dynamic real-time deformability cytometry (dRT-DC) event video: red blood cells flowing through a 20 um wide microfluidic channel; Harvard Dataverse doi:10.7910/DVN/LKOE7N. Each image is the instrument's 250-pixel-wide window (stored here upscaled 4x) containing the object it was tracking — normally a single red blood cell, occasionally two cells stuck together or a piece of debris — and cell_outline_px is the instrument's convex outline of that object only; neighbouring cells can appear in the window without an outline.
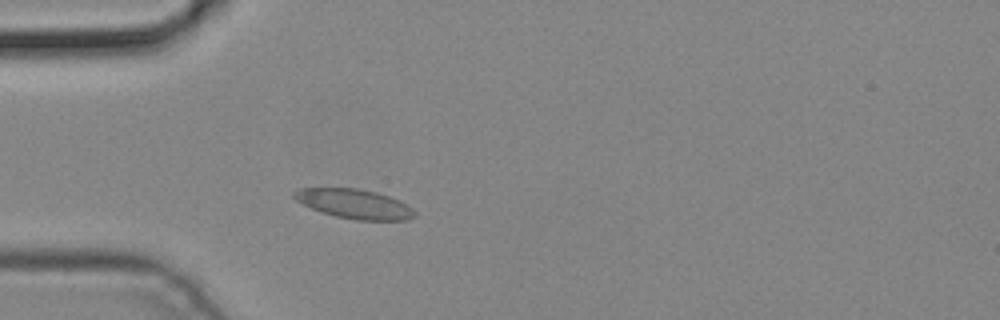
{"species": "common noctule bat (a hibernating species)", "species_latin": "Nyctalus noctula", "temperature_condition": "cold", "stored_images_in_passage": 3, "camera_frame_rate_fps": 3000, "um_per_image_px": 0.085, "animal": {"sex": "male", "body_mass_g": 19.2, "forearm_length_mm": 51.8}, "frame": {"image": 1, "passage_image": 3, "time_ms": 0.667, "image_size_px": [1000, 320], "cell_outline_px": [[416, 216], [408, 220], [356, 220], [336, 216], [312, 208], [296, 200], [292, 196], [292, 192], [300, 188], [356, 188], [376, 192], [400, 200], [408, 204], [416, 212]], "centroid_in_image_um": [30.16, 17.33], "position_along_channel_um": 54.8, "area_um2": 20.63}}